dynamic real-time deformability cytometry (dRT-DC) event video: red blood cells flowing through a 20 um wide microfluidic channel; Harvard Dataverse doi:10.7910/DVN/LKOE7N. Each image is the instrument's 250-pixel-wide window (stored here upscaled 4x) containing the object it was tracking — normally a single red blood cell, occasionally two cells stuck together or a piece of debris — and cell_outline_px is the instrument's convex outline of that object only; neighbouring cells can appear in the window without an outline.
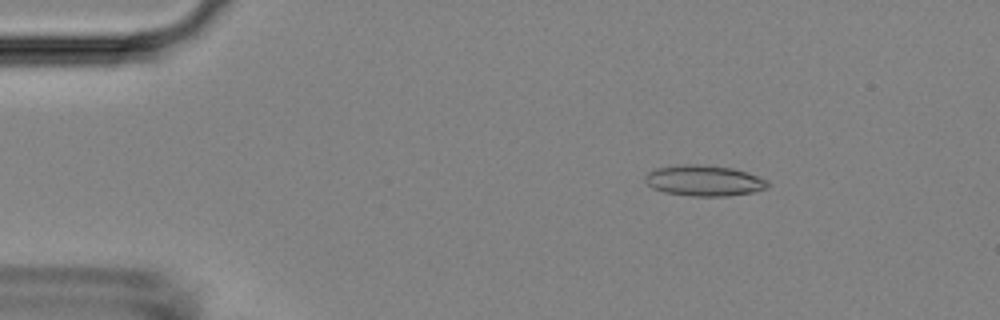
{"species": "Egyptian fruit bat (a non-hibernating species)", "species_latin": "Rousettus aegyptiacus", "temperature_condition": "room temperature", "stored_images_in_passage": 52, "camera_frame_rate_fps": 3000, "um_per_image_px": 0.085, "animal": {"sex": "female"}, "frame": {"image": 1, "passage_image": 8, "time_ms": 2.333, "image_size_px": [1000, 320], "cell_outline_px": [[768, 188], [756, 192], [728, 196], [692, 196], [664, 192], [652, 188], [644, 180], [644, 176], [648, 172], [656, 168], [680, 164], [696, 164], [732, 168], [748, 172], [768, 180]], "centroid_in_image_um": [59.86, 15.35], "position_along_channel_um": 25.1, "area_um2": 22.2}}
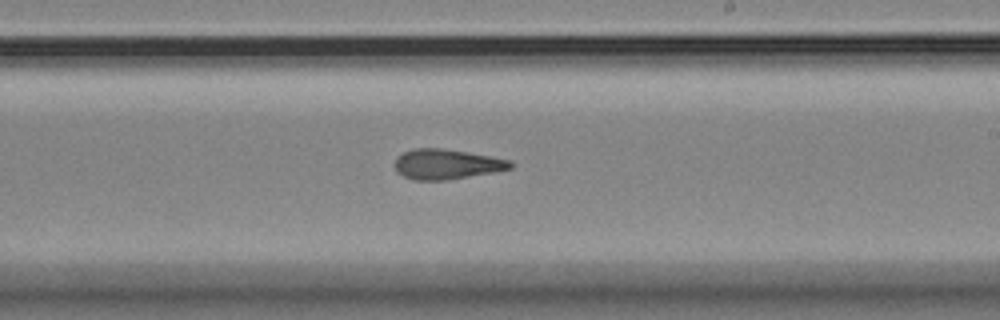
{"frame": {"image": 2, "passage_image": 31, "time_ms": 10.0, "image_size_px": [1000, 320], "cell_outline_px": [[512, 168], [492, 172], [448, 180], [412, 180], [396, 172], [392, 164], [396, 156], [412, 148], [440, 148], [468, 152], [512, 160]], "centroid_in_image_um": [37.89, 13.95], "position_along_channel_um": 251.1, "area_um2": 20.46}}
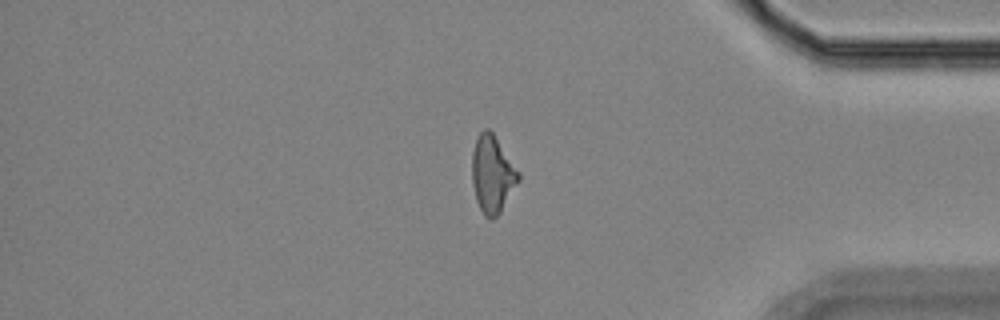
{"frame": {"image": 3, "passage_image": 44, "time_ms": 14.333, "image_size_px": [1000, 320], "cell_outline_px": [[520, 180], [500, 212], [492, 220], [484, 216], [476, 200], [472, 184], [472, 152], [476, 140], [480, 132], [484, 128], [488, 128], [492, 132], [520, 172]], "centroid_in_image_um": [41.85, 14.81], "position_along_channel_um": 393.4, "area_um2": 20.87}, "authors_computed_cell_mechanics": {"area_um2": 20.6924, "velocity_mm_per_s": 3.8127, "shape_relaxation_time_tau1_ms": 9.7327, "shape_relaxation_time_tau2_ms": 1.9166, "deformation_change_tau1": 0.2501, "deformation_change_tau2": 0.1146}}